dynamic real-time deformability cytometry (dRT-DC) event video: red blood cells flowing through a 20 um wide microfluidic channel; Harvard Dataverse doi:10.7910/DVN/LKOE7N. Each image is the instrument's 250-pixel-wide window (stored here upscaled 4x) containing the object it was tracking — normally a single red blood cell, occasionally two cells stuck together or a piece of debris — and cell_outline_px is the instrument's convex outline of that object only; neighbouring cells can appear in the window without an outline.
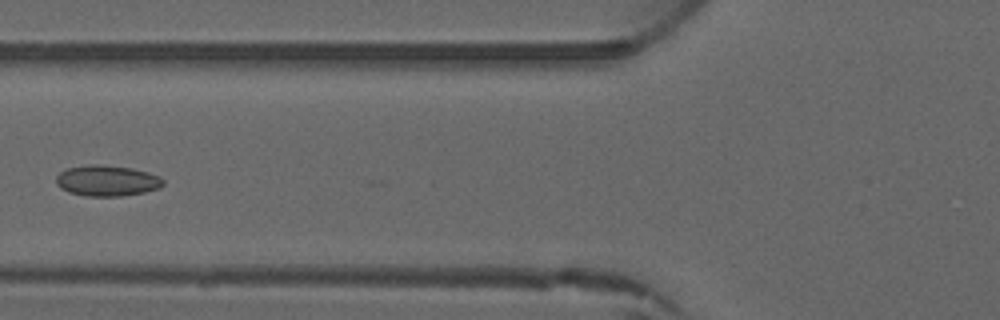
{"species": "common noctule bat (a hibernating species)", "species_latin": "Nyctalus noctula", "temperature_condition": "warm", "stored_images_in_passage": 6, "camera_frame_rate_fps": 3000, "um_per_image_px": 0.085, "animal": {"sex": "male", "forearm_length_mm": 52.5}, "frame": {"image": 1, "passage_image": 6, "time_ms": 6.0, "image_size_px": [1000, 320], "cell_outline_px": [[164, 184], [160, 188], [144, 192], [120, 196], [84, 196], [68, 192], [60, 188], [56, 184], [56, 176], [64, 168], [92, 164], [100, 164], [132, 168], [148, 172], [160, 176], [164, 180]], "centroid_in_image_um": [9.08, 15.35], "position_along_channel_um": 116.7, "area_um2": 19.48}}